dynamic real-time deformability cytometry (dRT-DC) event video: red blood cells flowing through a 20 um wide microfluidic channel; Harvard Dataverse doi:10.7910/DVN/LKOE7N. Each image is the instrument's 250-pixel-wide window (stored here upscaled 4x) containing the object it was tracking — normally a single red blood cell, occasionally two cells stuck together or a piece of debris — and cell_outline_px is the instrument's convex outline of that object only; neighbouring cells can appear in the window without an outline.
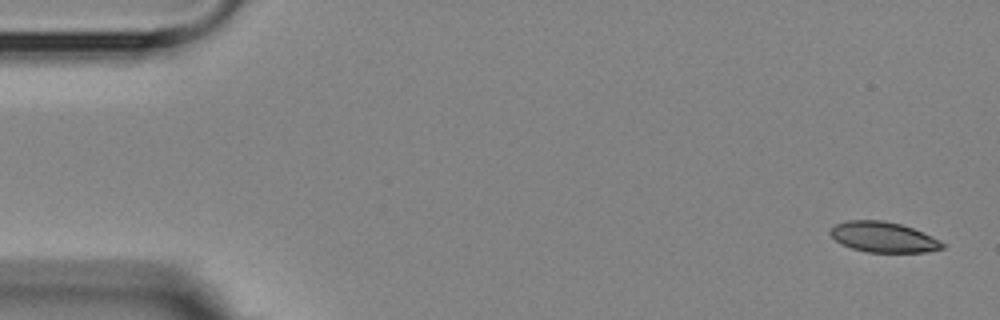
{"species": "Egyptian fruit bat (a non-hibernating species)", "species_latin": "Rousettus aegyptiacus", "temperature_condition": "room temperature", "stored_images_in_passage": 5, "camera_frame_rate_fps": 3000, "um_per_image_px": 0.085, "animal": {"sex": "female"}, "frame": {"image": 1, "passage_image": 1, "time_ms": 0.0, "image_size_px": [1000, 320], "cell_outline_px": [[944, 248], [924, 252], [868, 252], [852, 248], [840, 244], [828, 232], [836, 224], [848, 220], [884, 220], [900, 224], [912, 228], [940, 240], [944, 244]], "centroid_in_image_um": [75.06, 20.15], "position_along_channel_um": 9.9, "area_um2": 19.71}}
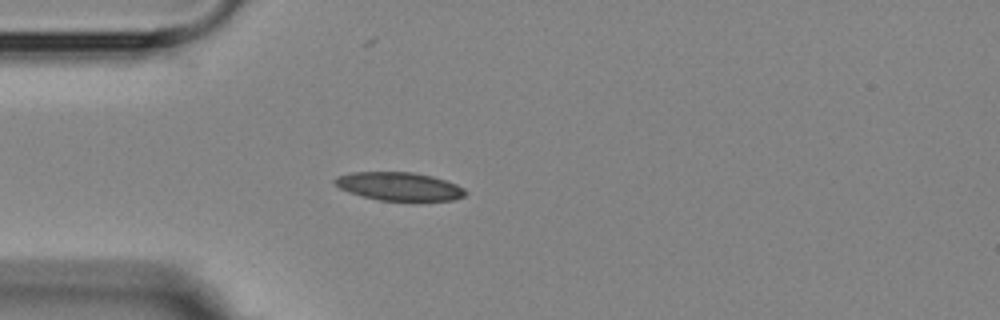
{"frame": {"image": 2, "passage_image": 5, "time_ms": 4.333, "image_size_px": [1000, 320], "cell_outline_px": [[468, 192], [464, 196], [452, 200], [380, 200], [348, 192], [332, 184], [332, 180], [336, 176], [352, 172], [412, 172], [432, 176], [456, 184], [464, 188]], "centroid_in_image_um": [33.89, 15.83], "position_along_channel_um": 51.1, "area_um2": 21.44}}